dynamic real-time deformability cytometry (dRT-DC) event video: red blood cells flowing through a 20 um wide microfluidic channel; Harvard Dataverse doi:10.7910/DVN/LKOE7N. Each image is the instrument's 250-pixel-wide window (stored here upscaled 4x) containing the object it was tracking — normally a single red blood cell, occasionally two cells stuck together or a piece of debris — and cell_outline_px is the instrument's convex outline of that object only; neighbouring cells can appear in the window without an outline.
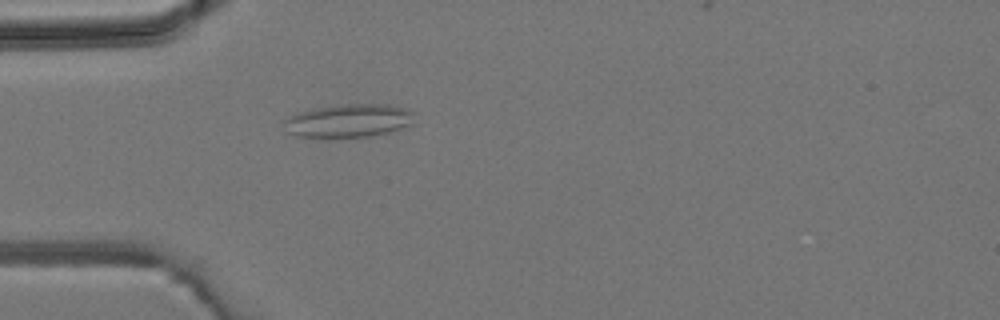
{"species": "common noctule bat (a hibernating species)", "species_latin": "Nyctalus noctula", "temperature_condition": "room temperature", "stored_images_in_passage": 1, "camera_frame_rate_fps": 3000, "um_per_image_px": 0.085, "animal": {"sex": "male", "body_mass_g": 19.2, "forearm_length_mm": 51.8}, "frame": {"image": 1, "passage_image": 1, "time_ms": 0.0, "image_size_px": [1000, 320], "cell_outline_px": [[416, 124], [388, 132], [368, 136], [328, 140], [296, 136], [284, 132], [284, 120], [288, 116], [312, 108], [344, 104], [388, 104], [408, 108], [416, 112]], "centroid_in_image_um": [29.65, 10.29], "position_along_channel_um": 55.4, "area_um2": 26.59}}